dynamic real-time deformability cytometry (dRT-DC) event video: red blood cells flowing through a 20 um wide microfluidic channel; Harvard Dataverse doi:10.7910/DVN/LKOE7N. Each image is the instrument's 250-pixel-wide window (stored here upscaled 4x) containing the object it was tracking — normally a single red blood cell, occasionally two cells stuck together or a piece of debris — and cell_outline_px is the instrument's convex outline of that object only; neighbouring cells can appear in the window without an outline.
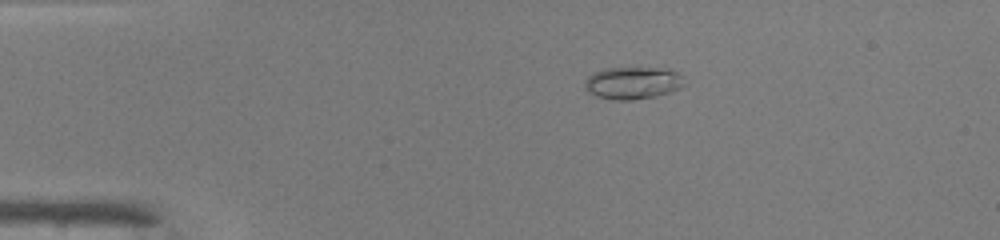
{"species": "common noctule bat (a hibernating species)", "species_latin": "Nyctalus noctula", "temperature_condition": "warm", "stored_images_in_passage": 7, "camera_frame_rate_fps": 3000, "um_per_image_px": 0.085, "animal": {"sex": "male", "body_mass_g": 19.0, "forearm_length_mm": 50.8}, "frame": {"image": 1, "passage_image": 1, "time_ms": 0.0, "image_size_px": [1000, 240], "cell_outline_px": [[688, 84], [672, 92], [656, 96], [632, 100], [612, 100], [596, 96], [588, 92], [584, 88], [584, 84], [588, 76], [592, 72], [604, 68], [660, 68], [676, 72], [684, 76]], "centroid_in_image_um": [53.81, 7.05], "position_along_channel_um": 31.2, "area_um2": 19.13}}